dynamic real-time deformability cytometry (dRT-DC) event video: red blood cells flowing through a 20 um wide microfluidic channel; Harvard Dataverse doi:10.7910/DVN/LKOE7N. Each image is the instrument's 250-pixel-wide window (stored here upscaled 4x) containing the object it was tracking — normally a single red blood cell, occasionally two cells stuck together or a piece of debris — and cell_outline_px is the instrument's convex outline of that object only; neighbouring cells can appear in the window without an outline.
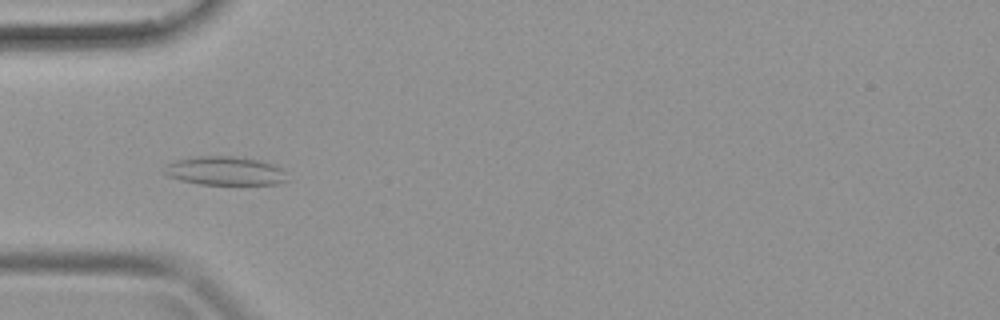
{"species": "common noctule bat (a hibernating species)", "species_latin": "Nyctalus noctula", "temperature_condition": "warm", "stored_images_in_passage": 38, "camera_frame_rate_fps": 3000, "um_per_image_px": 0.085, "animal": {"sex": "female", "body_mass_g": 19.9}, "frame": {"image": 1, "passage_image": 11, "time_ms": 3.333, "image_size_px": [1000, 320], "cell_outline_px": [[288, 180], [280, 184], [200, 184], [180, 180], [168, 176], [160, 172], [168, 164], [176, 160], [196, 156], [232, 156], [256, 160], [272, 164], [284, 168]], "centroid_in_image_um": [19.13, 14.53], "position_along_channel_um": 65.9, "area_um2": 20.63}}
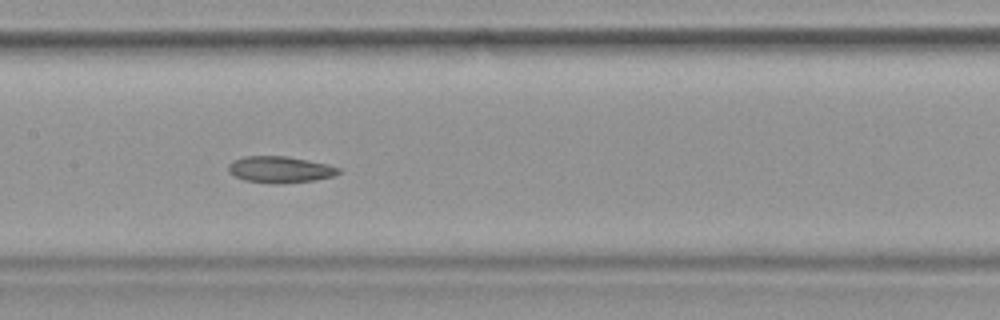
{"frame": {"image": 2, "passage_image": 18, "time_ms": 5.667, "image_size_px": [1000, 320], "cell_outline_px": [[340, 172], [336, 176], [312, 180], [280, 184], [276, 184], [244, 180], [228, 172], [228, 164], [232, 160], [244, 156], [288, 156], [328, 164], [340, 168]], "centroid_in_image_um": [23.8, 14.4], "position_along_channel_um": 183.6, "area_um2": 17.11}}
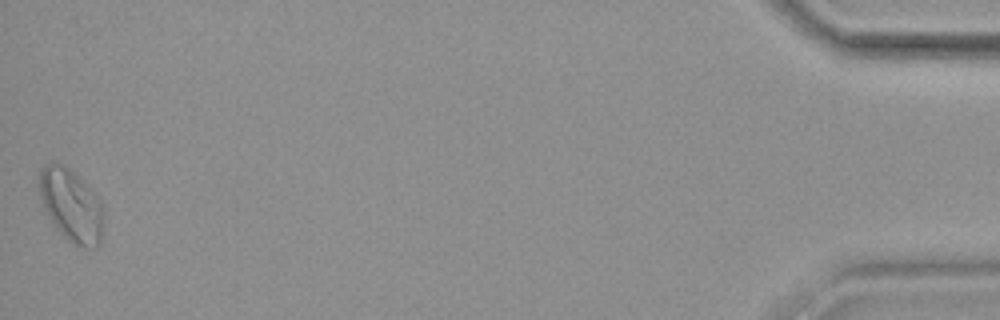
{"frame": {"image": 3, "passage_image": 38, "time_ms": 12.333, "image_size_px": [1000, 320], "cell_outline_px": [[100, 244], [96, 248], [84, 248], [72, 244], [60, 232], [52, 220], [40, 200], [36, 184], [40, 172], [44, 164], [64, 164], [100, 200]], "centroid_in_image_um": [5.97, 17.45], "position_along_channel_um": 429.2, "area_um2": 26.36}}